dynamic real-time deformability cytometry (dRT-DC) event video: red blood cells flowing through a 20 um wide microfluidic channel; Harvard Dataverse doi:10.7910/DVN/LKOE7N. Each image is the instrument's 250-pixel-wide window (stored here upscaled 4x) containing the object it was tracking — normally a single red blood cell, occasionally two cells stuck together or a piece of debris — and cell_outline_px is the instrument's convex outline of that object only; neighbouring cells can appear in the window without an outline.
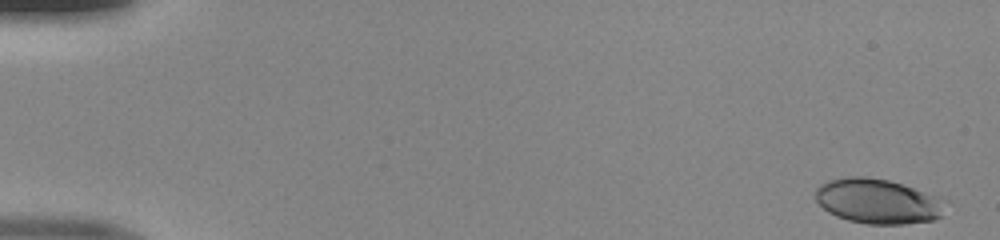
{"species": "human", "species_latin": "Homo sapiens", "temperature_condition": "room temperature", "stored_images_in_passage": 49, "camera_frame_rate_fps": 3000, "um_per_image_px": 0.085, "donor": {"sex": "male"}, "frame": {"image": 1, "passage_image": 1, "time_ms": 0.0, "image_size_px": [1000, 240], "cell_outline_px": [[952, 200], [940, 216], [936, 220], [904, 224], [868, 224], [848, 220], [836, 216], [828, 212], [816, 200], [816, 188], [820, 184], [828, 180], [844, 176], [864, 176], [888, 180], [940, 196]], "centroid_in_image_um": [74.69, 17.1], "position_along_channel_um": 10.3, "area_um2": 34.56}}
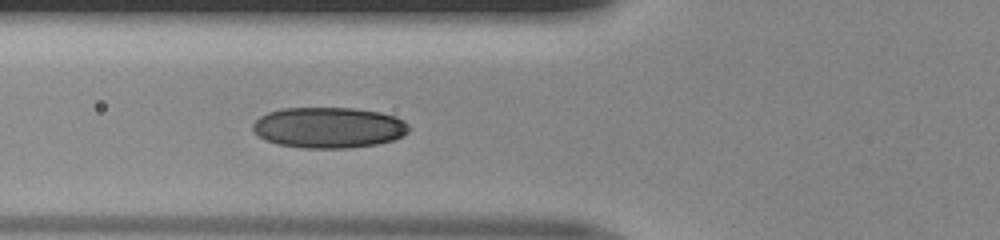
{"frame": {"image": 2, "passage_image": 19, "time_ms": 6.0, "image_size_px": [1000, 240], "cell_outline_px": [[412, 128], [408, 132], [392, 140], [376, 144], [348, 148], [304, 148], [276, 144], [252, 132], [252, 124], [260, 116], [268, 112], [284, 108], [356, 108], [380, 112], [396, 116], [404, 120]], "centroid_in_image_um": [27.95, 10.84], "position_along_channel_um": 97.9, "area_um2": 37.28}}
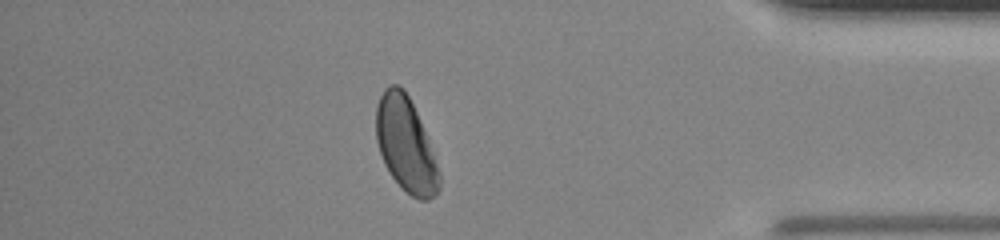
{"frame": {"image": 3, "passage_image": 43, "time_ms": 14.0, "image_size_px": [1000, 240], "cell_outline_px": [[440, 188], [436, 196], [428, 200], [420, 200], [412, 196], [392, 176], [384, 164], [376, 140], [376, 108], [380, 96], [384, 88], [388, 84], [396, 84], [404, 88], [416, 112], [428, 140], [440, 172]], "centroid_in_image_um": [34.48, 12.28], "position_along_channel_um": 400.7, "area_um2": 34.45}}